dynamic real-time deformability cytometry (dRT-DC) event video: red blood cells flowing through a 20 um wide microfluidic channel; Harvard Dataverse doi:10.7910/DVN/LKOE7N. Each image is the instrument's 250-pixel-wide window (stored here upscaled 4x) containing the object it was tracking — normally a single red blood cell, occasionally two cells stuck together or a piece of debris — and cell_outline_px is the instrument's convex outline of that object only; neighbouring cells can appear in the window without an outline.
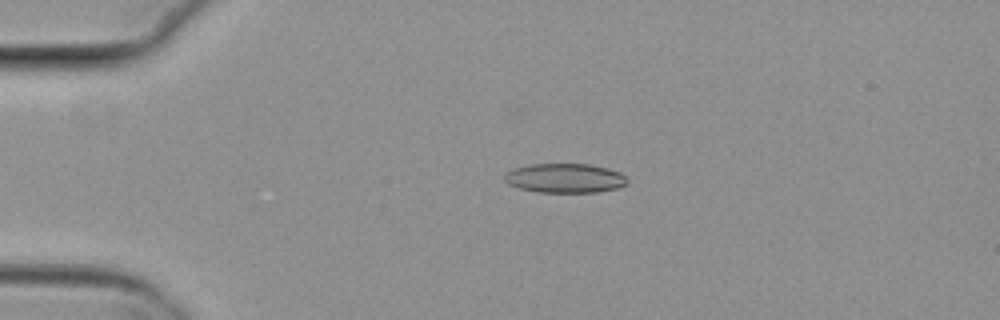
{"species": "common noctule bat (a hibernating species)", "species_latin": "Nyctalus noctula", "temperature_condition": "cold", "stored_images_in_passage": 55, "camera_frame_rate_fps": 3000, "um_per_image_px": 0.085, "animal": {"sex": "female", "body_mass_g": 29.2, "forearm_length_mm": 56.3}, "frame": {"image": 1, "passage_image": 13, "time_ms": 4.0, "image_size_px": [1000, 320], "cell_outline_px": [[628, 184], [616, 188], [596, 192], [536, 192], [520, 188], [508, 184], [504, 180], [504, 172], [512, 168], [532, 164], [588, 164], [608, 168], [620, 172], [628, 180]], "centroid_in_image_um": [47.99, 15.14], "position_along_channel_um": 37.0, "area_um2": 21.1}}
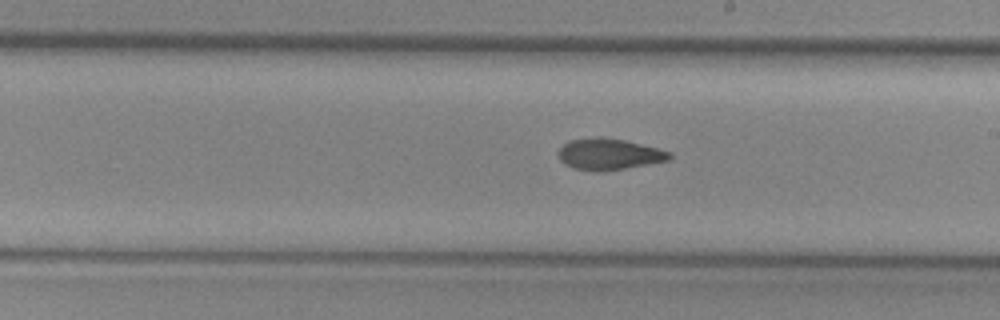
{"frame": {"image": 2, "passage_image": 32, "time_ms": 10.333, "image_size_px": [1000, 320], "cell_outline_px": [[672, 156], [668, 160], [604, 172], [596, 172], [572, 168], [564, 164], [560, 160], [560, 148], [568, 140], [596, 136], [600, 136], [624, 140], [672, 152]], "centroid_in_image_um": [51.73, 13.11], "position_along_channel_um": 237.3, "area_um2": 20.29}}
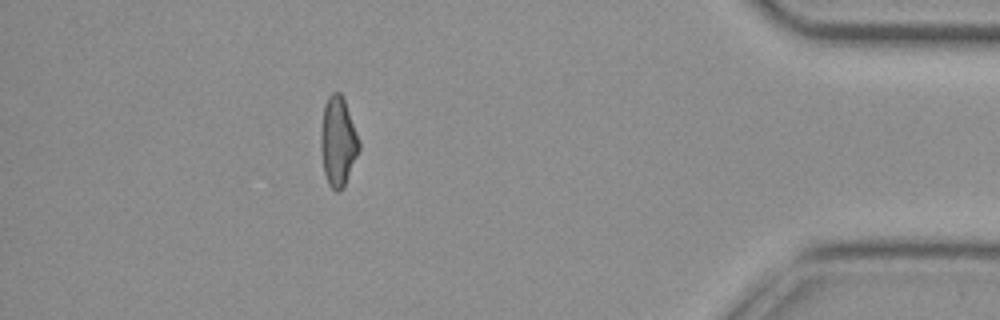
{"frame": {"image": 3, "passage_image": 49, "time_ms": 16.0, "image_size_px": [1000, 320], "cell_outline_px": [[360, 148], [344, 188], [340, 192], [336, 192], [328, 184], [324, 172], [320, 148], [320, 132], [324, 104], [328, 96], [332, 92], [340, 92], [344, 100], [360, 144]], "centroid_in_image_um": [28.7, 12.06], "position_along_channel_um": 406.5, "area_um2": 19.88}, "authors_computed_cell_mechanics": {"area_um2": 20.4034, "velocity_mm_per_s": 3.8193, "shape_relaxation_time_tau1_ms": 10.7396, "shape_relaxation_time_tau2_ms": 3.3724, "deformation_change_tau1": 0.2226, "deformation_change_tau2": 0.0977}}